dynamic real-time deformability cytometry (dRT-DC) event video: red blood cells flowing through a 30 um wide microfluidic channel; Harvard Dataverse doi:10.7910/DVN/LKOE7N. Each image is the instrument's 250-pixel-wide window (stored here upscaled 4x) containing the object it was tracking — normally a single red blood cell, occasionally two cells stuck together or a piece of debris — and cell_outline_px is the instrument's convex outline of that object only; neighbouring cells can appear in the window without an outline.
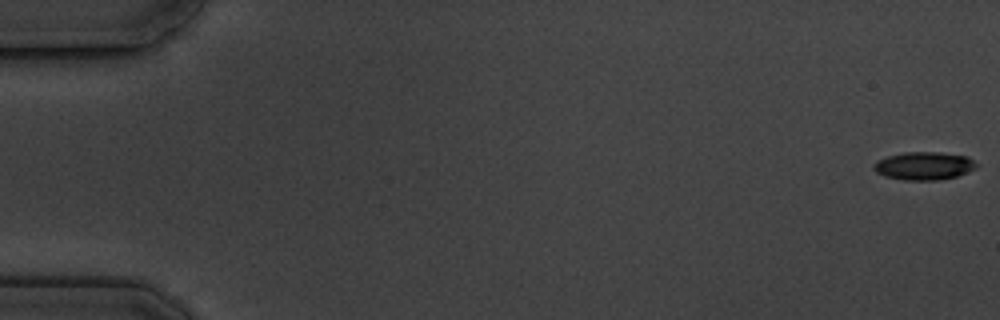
{"species": "common noctule bat (a hibernating species)", "species_latin": "Nyctalus noctula", "temperature_condition": "cold", "stored_images_in_passage": 7, "camera_frame_rate_fps": 3000, "um_per_image_px": 0.085, "animal": {"sex": "male", "body_mass_g": 19.5, "forearm_length_mm": 54.6}, "frame": {"image": 1, "passage_image": 1, "time_ms": 0.0, "image_size_px": [1000, 320], "cell_outline_px": [[980, 164], [976, 168], [956, 176], [940, 180], [904, 180], [884, 176], [876, 172], [872, 168], [872, 164], [876, 160], [888, 156], [904, 152], [940, 152], [968, 156]], "centroid_in_image_um": [78.54, 14.09], "position_along_channel_um": 6.5, "area_um2": 16.99}}